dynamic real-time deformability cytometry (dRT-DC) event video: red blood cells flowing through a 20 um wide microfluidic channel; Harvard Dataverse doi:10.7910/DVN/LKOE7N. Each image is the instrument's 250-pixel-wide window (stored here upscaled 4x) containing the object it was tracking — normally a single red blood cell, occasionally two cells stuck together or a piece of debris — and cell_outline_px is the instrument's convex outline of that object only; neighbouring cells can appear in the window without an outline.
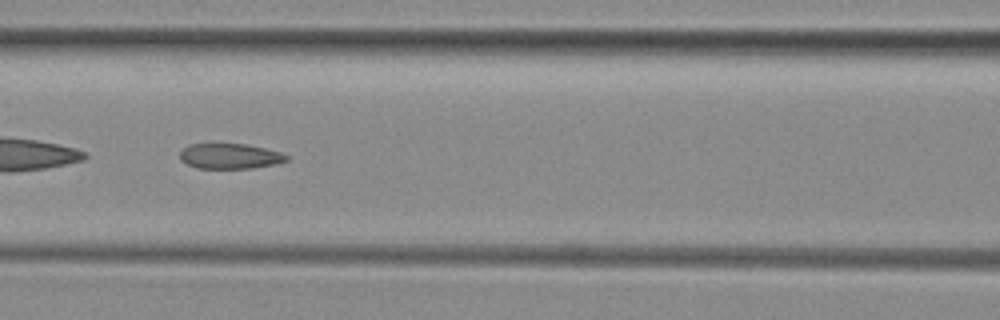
{"species": "common noctule bat (a hibernating species)", "species_latin": "Nyctalus noctula", "temperature_condition": "room temperature", "stored_images_in_passage": 51, "camera_frame_rate_fps": 3000, "um_per_image_px": 0.085, "animal": {"sex": "female", "body_mass_g": 29.2, "forearm_length_mm": 56.3}, "frame": {"image": 1, "passage_image": 22, "time_ms": 7.0, "image_size_px": [1000, 320], "cell_outline_px": [[288, 160], [276, 164], [252, 168], [196, 168], [180, 160], [180, 152], [188, 144], [244, 144], [264, 148], [280, 152], [288, 156]], "centroid_in_image_um": [19.53, 13.28], "position_along_channel_um": 147.1, "area_um2": 15.61}, "authors_computed_cell_mechanics": {"area_um2": 17.1666, "velocity_mm_per_s": 3.9729, "shape_relaxation_time_tau1_ms": null, "shape_relaxation_time_tau2_ms": 1.7684, "deformation_change_tau1": null, "deformation_change_tau2": 0.0959}}